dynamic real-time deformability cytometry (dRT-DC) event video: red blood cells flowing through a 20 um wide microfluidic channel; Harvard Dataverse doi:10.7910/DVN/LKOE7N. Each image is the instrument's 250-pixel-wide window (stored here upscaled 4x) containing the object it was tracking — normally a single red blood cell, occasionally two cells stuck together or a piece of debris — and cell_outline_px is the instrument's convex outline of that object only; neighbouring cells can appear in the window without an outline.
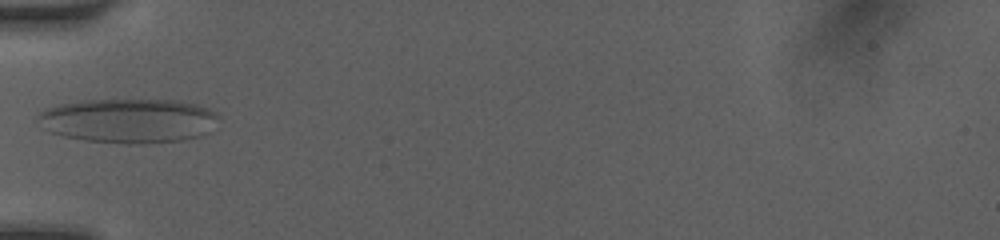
{"species": "human", "species_latin": "Homo sapiens", "temperature_condition": "room temperature", "stored_images_in_passage": 11, "camera_frame_rate_fps": 3000, "um_per_image_px": 0.085, "donor": {"sex": "female"}, "frame": {"image": 1, "passage_image": 1, "time_ms": 0.0, "image_size_px": [1000, 240], "cell_outline_px": [[220, 116], [208, 132], [200, 136], [180, 140], [140, 144], [128, 144], [84, 140], [64, 136], [40, 128], [36, 116], [40, 112], [48, 108], [60, 104], [80, 100], [180, 100], [196, 104], [208, 108], [216, 112]], "centroid_in_image_um": [10.91, 10.25], "position_along_channel_um": 74.1, "area_um2": 46.99}}
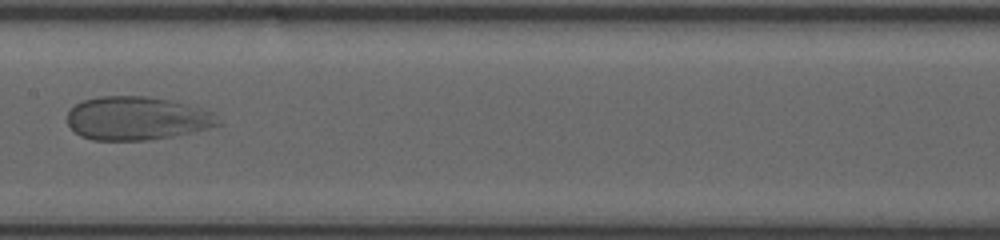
{"frame": {"image": 2, "passage_image": 7, "time_ms": 3.0, "image_size_px": [1000, 240], "cell_outline_px": [[224, 124], [172, 136], [148, 140], [92, 140], [80, 136], [68, 124], [68, 112], [76, 104], [84, 100], [100, 96], [148, 96], [172, 100], [216, 112]], "centroid_in_image_um": [11.69, 10.05], "position_along_channel_um": 195.7, "area_um2": 38.38}}
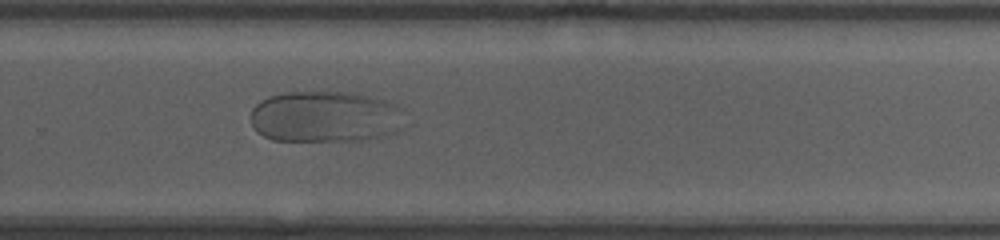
{"frame": {"image": 3, "passage_image": 11, "time_ms": 5.667, "image_size_px": [1000, 240], "cell_outline_px": [[408, 128], [384, 136], [364, 140], [272, 140], [256, 132], [252, 124], [252, 108], [260, 100], [268, 96], [288, 92], [352, 92], [384, 100], [396, 104], [404, 108], [408, 124]], "centroid_in_image_um": [27.76, 9.92], "position_along_channel_um": 302.0, "area_um2": 46.99}}